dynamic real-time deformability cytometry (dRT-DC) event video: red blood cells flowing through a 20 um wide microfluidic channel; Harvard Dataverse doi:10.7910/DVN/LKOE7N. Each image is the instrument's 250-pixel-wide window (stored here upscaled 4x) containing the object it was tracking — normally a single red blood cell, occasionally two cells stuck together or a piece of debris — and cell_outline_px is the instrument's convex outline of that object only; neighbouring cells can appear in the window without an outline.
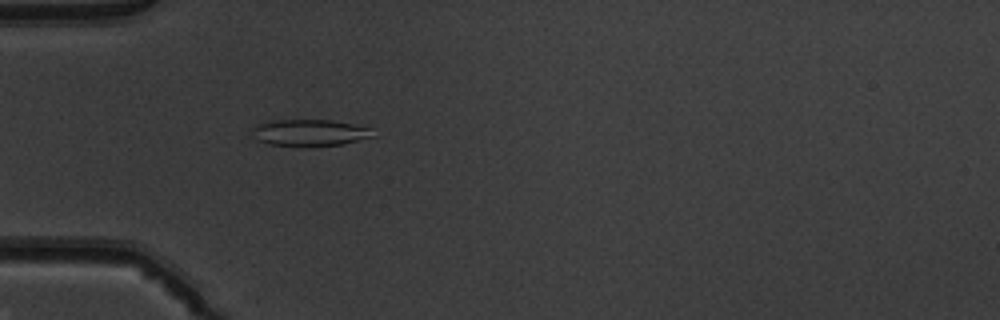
{"species": "common noctule bat (a hibernating species)", "species_latin": "Nyctalus noctula", "temperature_condition": "warm", "stored_images_in_passage": 36, "camera_frame_rate_fps": 3000, "um_per_image_px": 0.085, "animal": {"sex": "male", "body_mass_g": 19.5, "forearm_length_mm": 54.6}, "frame": {"image": 1, "passage_image": 1, "time_ms": 0.0, "image_size_px": [1000, 320], "cell_outline_px": [[376, 136], [344, 144], [304, 148], [268, 144], [260, 140], [252, 132], [252, 128], [256, 124], [268, 120], [332, 120], [352, 124], [368, 128]], "centroid_in_image_um": [26.31, 11.3], "position_along_channel_um": 58.7, "area_um2": 19.07}}
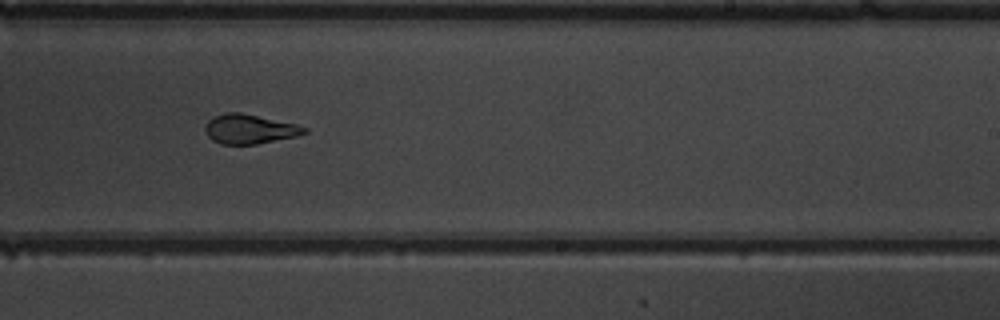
{"frame": {"image": 2, "passage_image": 17, "time_ms": 5.333, "image_size_px": [1000, 320], "cell_outline_px": [[308, 132], [296, 136], [256, 144], [220, 144], [212, 140], [208, 136], [204, 128], [208, 120], [212, 116], [224, 112], [240, 112], [296, 124], [308, 128]], "centroid_in_image_um": [21.18, 10.96], "position_along_channel_um": 267.8, "area_um2": 17.05}}
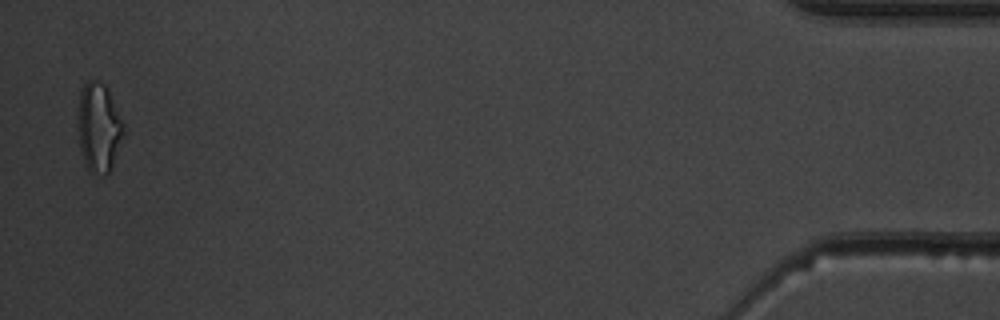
{"frame": {"image": 3, "passage_image": 35, "time_ms": 11.333, "image_size_px": [1000, 320], "cell_outline_px": [[124, 132], [112, 164], [108, 172], [88, 172], [84, 164], [80, 152], [76, 128], [76, 112], [80, 88], [88, 80], [100, 80], [108, 88], [124, 124]], "centroid_in_image_um": [8.33, 10.76], "position_along_channel_um": 426.9, "area_um2": 24.22}, "authors_computed_cell_mechanics": {"area_um2": 17.1666, "velocity_mm_per_s": 4.039, "shape_relaxation_time_tau1_ms": 5.5373, "shape_relaxation_time_tau2_ms": 1.4895, "deformation_change_tau1": 0.1779, "deformation_change_tau2": 0.0883}}